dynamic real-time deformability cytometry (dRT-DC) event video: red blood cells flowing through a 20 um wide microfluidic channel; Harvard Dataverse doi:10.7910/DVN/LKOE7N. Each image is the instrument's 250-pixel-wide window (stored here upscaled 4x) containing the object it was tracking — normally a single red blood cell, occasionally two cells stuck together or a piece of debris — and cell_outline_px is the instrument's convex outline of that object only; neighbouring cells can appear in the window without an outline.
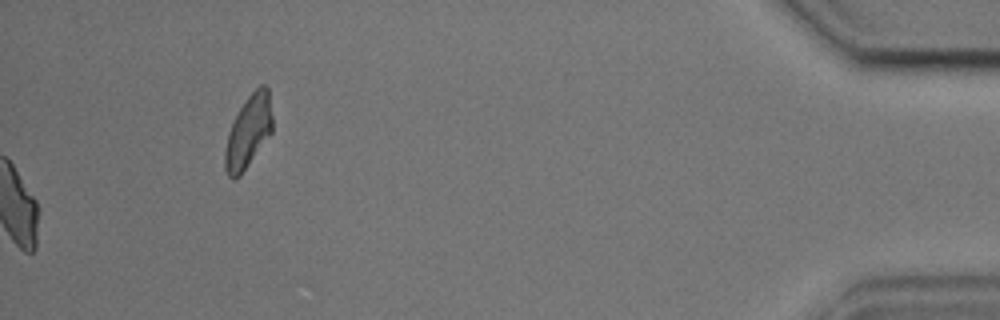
{"species": "common noctule bat (a hibernating species)", "species_latin": "Nyctalus noctula", "temperature_condition": "cold", "stored_images_in_passage": 40, "camera_frame_rate_fps": 3000, "um_per_image_px": 0.085, "animal": {"sex": "male", "body_mass_g": 17.9, "forearm_length_mm": 54.2}, "frame": {"image": 1, "passage_image": 40, "time_ms": 13.0, "image_size_px": [1000, 320], "cell_outline_px": [[272, 132], [240, 176], [232, 180], [228, 176], [224, 168], [224, 148], [228, 132], [244, 100], [260, 84], [264, 84], [268, 88], [272, 116]], "centroid_in_image_um": [21.09, 11.21], "position_along_channel_um": 414.1, "area_um2": 20.06}, "authors_computed_cell_mechanics": {"area_um2": 22.6865, "velocity_mm_per_s": 3.655, "shape_relaxation_time_tau1_ms": 4.4736, "shape_relaxation_time_tau2_ms": 2.411, "deformation_change_tau1": 0.1416, "deformation_change_tau2": 0.0913}}